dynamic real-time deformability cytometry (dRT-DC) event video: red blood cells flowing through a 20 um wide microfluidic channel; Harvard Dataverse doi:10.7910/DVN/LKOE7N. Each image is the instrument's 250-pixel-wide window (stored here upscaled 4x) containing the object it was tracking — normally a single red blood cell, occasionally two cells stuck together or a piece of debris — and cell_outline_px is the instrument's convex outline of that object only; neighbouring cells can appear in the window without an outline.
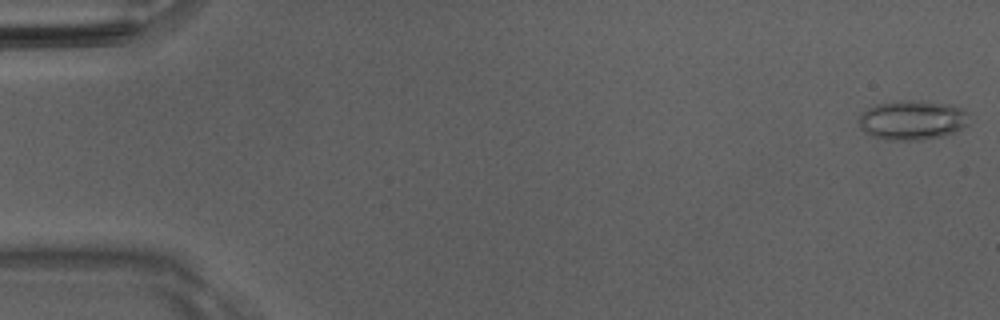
{"species": "Egyptian fruit bat (a non-hibernating species)", "species_latin": "Rousettus aegyptiacus", "temperature_condition": "room temperature", "stored_images_in_passage": 9, "camera_frame_rate_fps": 3000, "um_per_image_px": 0.085, "animal": {"sex": "male"}, "frame": {"image": 1, "passage_image": 1, "time_ms": 0.0, "image_size_px": [1000, 320], "cell_outline_px": [[972, 112], [968, 124], [944, 136], [920, 140], [888, 140], [872, 136], [864, 132], [860, 128], [860, 112], [876, 104], [896, 100], [920, 100], [948, 104], [964, 108]], "centroid_in_image_um": [77.58, 10.19], "position_along_channel_um": 7.4, "area_um2": 25.89}}